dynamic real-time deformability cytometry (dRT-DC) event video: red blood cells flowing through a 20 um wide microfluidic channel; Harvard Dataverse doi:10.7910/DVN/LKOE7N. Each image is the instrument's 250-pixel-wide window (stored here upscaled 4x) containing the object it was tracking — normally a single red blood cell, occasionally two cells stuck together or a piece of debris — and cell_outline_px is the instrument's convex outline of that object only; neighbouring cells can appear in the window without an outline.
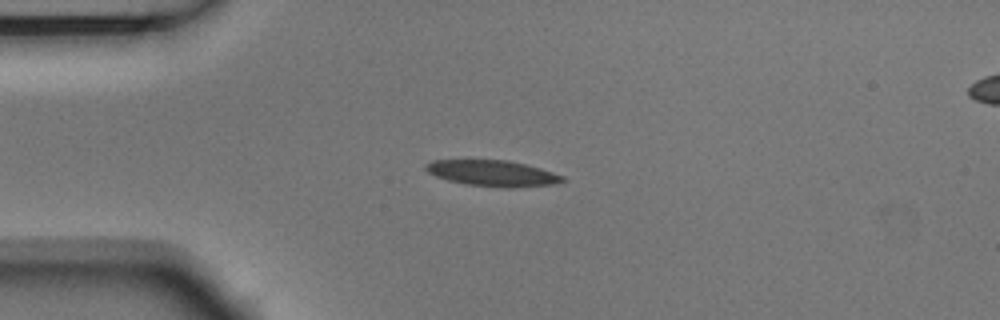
{"species": "Egyptian fruit bat (a non-hibernating species)", "species_latin": "Rousettus aegyptiacus", "temperature_condition": "room temperature", "stored_images_in_passage": 6, "camera_frame_rate_fps": 3000, "um_per_image_px": 0.085, "animal": {"sex": "male"}, "frame": {"image": 1, "passage_image": 2, "time_ms": 0.333, "image_size_px": [1000, 320], "cell_outline_px": [[568, 180], [552, 184], [508, 188], [504, 188], [464, 184], [448, 180], [436, 176], [428, 172], [424, 168], [424, 164], [432, 160], [508, 160], [540, 168], [564, 176]], "centroid_in_image_um": [41.85, 14.73], "position_along_channel_um": 43.1, "area_um2": 20.69}}
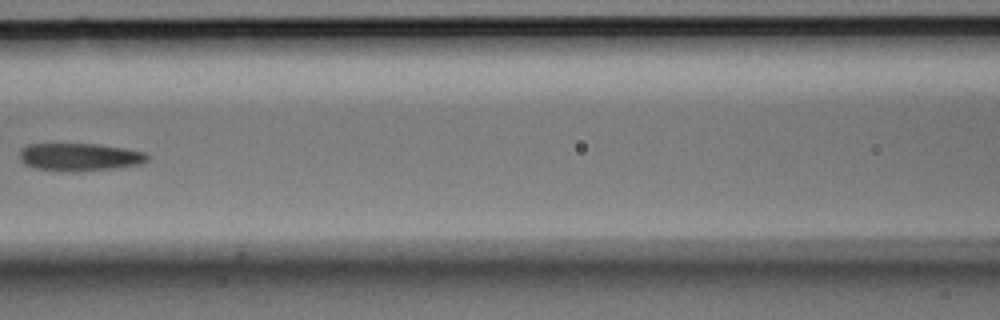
{"frame": {"image": 2, "passage_image": 5, "time_ms": 1.333, "image_size_px": [1000, 320], "cell_outline_px": [[148, 160], [136, 164], [112, 168], [80, 172], [60, 172], [32, 168], [24, 164], [20, 160], [20, 148], [28, 144], [96, 144], [124, 148], [144, 152], [148, 156]], "centroid_in_image_um": [6.67, 13.36], "position_along_channel_um": 159.9, "area_um2": 20.81}}
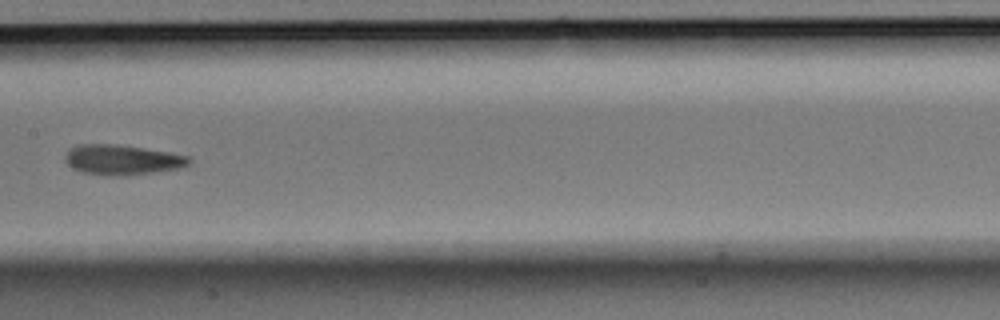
{"frame": {"image": 3, "passage_image": 6, "time_ms": 1.667, "image_size_px": [1000, 320], "cell_outline_px": [[192, 160], [188, 164], [180, 168], [128, 176], [108, 176], [84, 172], [72, 168], [64, 160], [64, 156], [72, 148], [80, 144], [116, 144], [168, 152], [188, 156]], "centroid_in_image_um": [10.38, 13.59], "position_along_channel_um": 197.0, "area_um2": 21.62}}